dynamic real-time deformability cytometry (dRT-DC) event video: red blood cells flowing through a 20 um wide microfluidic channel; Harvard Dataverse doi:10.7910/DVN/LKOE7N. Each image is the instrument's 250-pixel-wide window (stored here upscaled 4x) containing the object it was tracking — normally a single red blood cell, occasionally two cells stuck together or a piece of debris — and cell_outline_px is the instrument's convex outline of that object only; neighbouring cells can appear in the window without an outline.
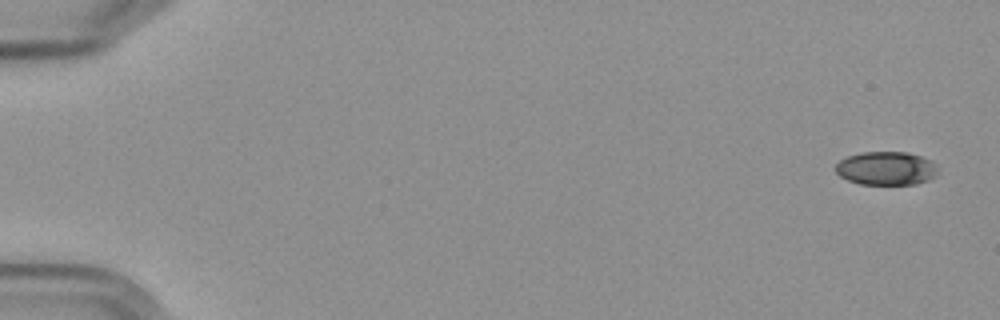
{"species": "Egyptian fruit bat (a non-hibernating species)", "species_latin": "Rousettus aegyptiacus", "temperature_condition": "cold", "stored_images_in_passage": 7, "camera_frame_rate_fps": 3000, "um_per_image_px": 0.085, "frame": {"image": 1, "passage_image": 1, "time_ms": 0.0, "image_size_px": [1000, 320], "cell_outline_px": [[936, 176], [928, 180], [916, 184], [860, 184], [848, 180], [840, 176], [836, 172], [836, 164], [840, 160], [848, 156], [860, 152], [908, 152], [932, 160], [936, 164]], "centroid_in_image_um": [75.34, 14.3], "position_along_channel_um": 9.7, "area_um2": 20.0}}
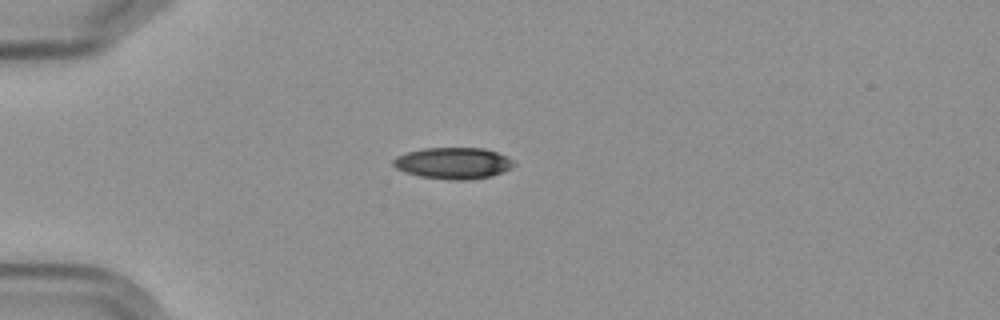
{"frame": {"image": 2, "passage_image": 5, "time_ms": 4.667, "image_size_px": [1000, 320], "cell_outline_px": [[516, 164], [512, 168], [504, 172], [492, 176], [468, 180], [452, 180], [420, 176], [396, 168], [392, 164], [392, 160], [396, 156], [408, 152], [424, 148], [484, 148], [508, 156]], "centroid_in_image_um": [38.57, 13.87], "position_along_channel_um": 46.4, "area_um2": 22.14}}
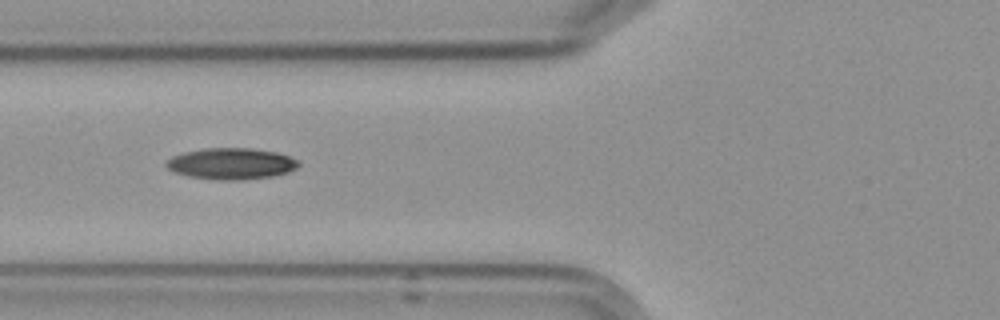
{"frame": {"image": 3, "passage_image": 7, "time_ms": 7.0, "image_size_px": [1000, 320], "cell_outline_px": [[300, 164], [296, 168], [288, 172], [272, 176], [240, 180], [216, 180], [188, 176], [172, 172], [164, 164], [172, 156], [184, 152], [208, 148], [252, 148], [276, 152], [288, 156], [296, 160]], "centroid_in_image_um": [19.62, 13.92], "position_along_channel_um": 106.2, "area_um2": 24.1}}